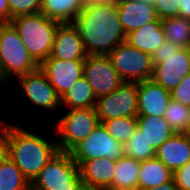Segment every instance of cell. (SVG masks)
<instances>
[{
  "label": "cell",
  "instance_id": "5",
  "mask_svg": "<svg viewBox=\"0 0 190 190\" xmlns=\"http://www.w3.org/2000/svg\"><path fill=\"white\" fill-rule=\"evenodd\" d=\"M79 167L70 152L59 151L31 182V190H78Z\"/></svg>",
  "mask_w": 190,
  "mask_h": 190
},
{
  "label": "cell",
  "instance_id": "6",
  "mask_svg": "<svg viewBox=\"0 0 190 190\" xmlns=\"http://www.w3.org/2000/svg\"><path fill=\"white\" fill-rule=\"evenodd\" d=\"M54 130L59 151L70 152L100 124L95 108L68 110L57 119Z\"/></svg>",
  "mask_w": 190,
  "mask_h": 190
},
{
  "label": "cell",
  "instance_id": "12",
  "mask_svg": "<svg viewBox=\"0 0 190 190\" xmlns=\"http://www.w3.org/2000/svg\"><path fill=\"white\" fill-rule=\"evenodd\" d=\"M190 73V47H181L178 52L161 57L155 64L152 80L170 92Z\"/></svg>",
  "mask_w": 190,
  "mask_h": 190
},
{
  "label": "cell",
  "instance_id": "23",
  "mask_svg": "<svg viewBox=\"0 0 190 190\" xmlns=\"http://www.w3.org/2000/svg\"><path fill=\"white\" fill-rule=\"evenodd\" d=\"M173 179V173L156 157L141 161L138 190L160 186Z\"/></svg>",
  "mask_w": 190,
  "mask_h": 190
},
{
  "label": "cell",
  "instance_id": "31",
  "mask_svg": "<svg viewBox=\"0 0 190 190\" xmlns=\"http://www.w3.org/2000/svg\"><path fill=\"white\" fill-rule=\"evenodd\" d=\"M180 0H154V8L160 19L178 16Z\"/></svg>",
  "mask_w": 190,
  "mask_h": 190
},
{
  "label": "cell",
  "instance_id": "19",
  "mask_svg": "<svg viewBox=\"0 0 190 190\" xmlns=\"http://www.w3.org/2000/svg\"><path fill=\"white\" fill-rule=\"evenodd\" d=\"M125 41L135 48L152 55L165 41L161 19L149 22L137 30L126 34Z\"/></svg>",
  "mask_w": 190,
  "mask_h": 190
},
{
  "label": "cell",
  "instance_id": "8",
  "mask_svg": "<svg viewBox=\"0 0 190 190\" xmlns=\"http://www.w3.org/2000/svg\"><path fill=\"white\" fill-rule=\"evenodd\" d=\"M70 153L77 165L83 161L103 157L117 161L125 156V145L113 139L103 124L100 123L92 133L75 146Z\"/></svg>",
  "mask_w": 190,
  "mask_h": 190
},
{
  "label": "cell",
  "instance_id": "15",
  "mask_svg": "<svg viewBox=\"0 0 190 190\" xmlns=\"http://www.w3.org/2000/svg\"><path fill=\"white\" fill-rule=\"evenodd\" d=\"M138 116L164 117L171 92L152 79L137 82Z\"/></svg>",
  "mask_w": 190,
  "mask_h": 190
},
{
  "label": "cell",
  "instance_id": "33",
  "mask_svg": "<svg viewBox=\"0 0 190 190\" xmlns=\"http://www.w3.org/2000/svg\"><path fill=\"white\" fill-rule=\"evenodd\" d=\"M173 180L180 190H190V161L173 173Z\"/></svg>",
  "mask_w": 190,
  "mask_h": 190
},
{
  "label": "cell",
  "instance_id": "25",
  "mask_svg": "<svg viewBox=\"0 0 190 190\" xmlns=\"http://www.w3.org/2000/svg\"><path fill=\"white\" fill-rule=\"evenodd\" d=\"M0 190H31V183L1 149Z\"/></svg>",
  "mask_w": 190,
  "mask_h": 190
},
{
  "label": "cell",
  "instance_id": "10",
  "mask_svg": "<svg viewBox=\"0 0 190 190\" xmlns=\"http://www.w3.org/2000/svg\"><path fill=\"white\" fill-rule=\"evenodd\" d=\"M83 76L91 85L97 98L108 95L124 83L108 55H87L84 60Z\"/></svg>",
  "mask_w": 190,
  "mask_h": 190
},
{
  "label": "cell",
  "instance_id": "2",
  "mask_svg": "<svg viewBox=\"0 0 190 190\" xmlns=\"http://www.w3.org/2000/svg\"><path fill=\"white\" fill-rule=\"evenodd\" d=\"M0 149L30 183L59 152L56 138L47 140L5 118H0Z\"/></svg>",
  "mask_w": 190,
  "mask_h": 190
},
{
  "label": "cell",
  "instance_id": "35",
  "mask_svg": "<svg viewBox=\"0 0 190 190\" xmlns=\"http://www.w3.org/2000/svg\"><path fill=\"white\" fill-rule=\"evenodd\" d=\"M0 22L10 23V8L8 0H0Z\"/></svg>",
  "mask_w": 190,
  "mask_h": 190
},
{
  "label": "cell",
  "instance_id": "17",
  "mask_svg": "<svg viewBox=\"0 0 190 190\" xmlns=\"http://www.w3.org/2000/svg\"><path fill=\"white\" fill-rule=\"evenodd\" d=\"M155 157L174 173L190 161V135L174 134L156 150Z\"/></svg>",
  "mask_w": 190,
  "mask_h": 190
},
{
  "label": "cell",
  "instance_id": "34",
  "mask_svg": "<svg viewBox=\"0 0 190 190\" xmlns=\"http://www.w3.org/2000/svg\"><path fill=\"white\" fill-rule=\"evenodd\" d=\"M181 47L179 45L173 44L172 42L166 40L161 46L156 49L152 54L153 65L161 63V57H167L172 53L178 52Z\"/></svg>",
  "mask_w": 190,
  "mask_h": 190
},
{
  "label": "cell",
  "instance_id": "24",
  "mask_svg": "<svg viewBox=\"0 0 190 190\" xmlns=\"http://www.w3.org/2000/svg\"><path fill=\"white\" fill-rule=\"evenodd\" d=\"M141 161L124 156L116 161L112 187L123 190H138Z\"/></svg>",
  "mask_w": 190,
  "mask_h": 190
},
{
  "label": "cell",
  "instance_id": "13",
  "mask_svg": "<svg viewBox=\"0 0 190 190\" xmlns=\"http://www.w3.org/2000/svg\"><path fill=\"white\" fill-rule=\"evenodd\" d=\"M83 66L84 61H63L49 56L39 64V69L62 97L83 76Z\"/></svg>",
  "mask_w": 190,
  "mask_h": 190
},
{
  "label": "cell",
  "instance_id": "40",
  "mask_svg": "<svg viewBox=\"0 0 190 190\" xmlns=\"http://www.w3.org/2000/svg\"><path fill=\"white\" fill-rule=\"evenodd\" d=\"M138 1L142 2L144 5L154 6V0H138Z\"/></svg>",
  "mask_w": 190,
  "mask_h": 190
},
{
  "label": "cell",
  "instance_id": "38",
  "mask_svg": "<svg viewBox=\"0 0 190 190\" xmlns=\"http://www.w3.org/2000/svg\"><path fill=\"white\" fill-rule=\"evenodd\" d=\"M78 190H105V188L96 185H89L82 182Z\"/></svg>",
  "mask_w": 190,
  "mask_h": 190
},
{
  "label": "cell",
  "instance_id": "36",
  "mask_svg": "<svg viewBox=\"0 0 190 190\" xmlns=\"http://www.w3.org/2000/svg\"><path fill=\"white\" fill-rule=\"evenodd\" d=\"M178 17L190 20V0H180Z\"/></svg>",
  "mask_w": 190,
  "mask_h": 190
},
{
  "label": "cell",
  "instance_id": "22",
  "mask_svg": "<svg viewBox=\"0 0 190 190\" xmlns=\"http://www.w3.org/2000/svg\"><path fill=\"white\" fill-rule=\"evenodd\" d=\"M97 97L84 76L80 77L61 97V108L82 109L95 108Z\"/></svg>",
  "mask_w": 190,
  "mask_h": 190
},
{
  "label": "cell",
  "instance_id": "27",
  "mask_svg": "<svg viewBox=\"0 0 190 190\" xmlns=\"http://www.w3.org/2000/svg\"><path fill=\"white\" fill-rule=\"evenodd\" d=\"M108 133L123 145H126L137 128V117H121L102 122Z\"/></svg>",
  "mask_w": 190,
  "mask_h": 190
},
{
  "label": "cell",
  "instance_id": "14",
  "mask_svg": "<svg viewBox=\"0 0 190 190\" xmlns=\"http://www.w3.org/2000/svg\"><path fill=\"white\" fill-rule=\"evenodd\" d=\"M87 52L72 23L59 24L50 56L63 61H84Z\"/></svg>",
  "mask_w": 190,
  "mask_h": 190
},
{
  "label": "cell",
  "instance_id": "1",
  "mask_svg": "<svg viewBox=\"0 0 190 190\" xmlns=\"http://www.w3.org/2000/svg\"><path fill=\"white\" fill-rule=\"evenodd\" d=\"M72 24L78 30L88 55H108L125 41L116 0L86 1Z\"/></svg>",
  "mask_w": 190,
  "mask_h": 190
},
{
  "label": "cell",
  "instance_id": "30",
  "mask_svg": "<svg viewBox=\"0 0 190 190\" xmlns=\"http://www.w3.org/2000/svg\"><path fill=\"white\" fill-rule=\"evenodd\" d=\"M42 0H8L10 21L19 15L39 13Z\"/></svg>",
  "mask_w": 190,
  "mask_h": 190
},
{
  "label": "cell",
  "instance_id": "29",
  "mask_svg": "<svg viewBox=\"0 0 190 190\" xmlns=\"http://www.w3.org/2000/svg\"><path fill=\"white\" fill-rule=\"evenodd\" d=\"M189 107L170 99L164 118L176 133H187Z\"/></svg>",
  "mask_w": 190,
  "mask_h": 190
},
{
  "label": "cell",
  "instance_id": "20",
  "mask_svg": "<svg viewBox=\"0 0 190 190\" xmlns=\"http://www.w3.org/2000/svg\"><path fill=\"white\" fill-rule=\"evenodd\" d=\"M137 127L155 150L176 134L164 117L137 116Z\"/></svg>",
  "mask_w": 190,
  "mask_h": 190
},
{
  "label": "cell",
  "instance_id": "28",
  "mask_svg": "<svg viewBox=\"0 0 190 190\" xmlns=\"http://www.w3.org/2000/svg\"><path fill=\"white\" fill-rule=\"evenodd\" d=\"M125 156L138 161H145L156 156V150L148 144L147 139L138 127L125 145Z\"/></svg>",
  "mask_w": 190,
  "mask_h": 190
},
{
  "label": "cell",
  "instance_id": "26",
  "mask_svg": "<svg viewBox=\"0 0 190 190\" xmlns=\"http://www.w3.org/2000/svg\"><path fill=\"white\" fill-rule=\"evenodd\" d=\"M166 40L180 47H190V20L181 17L161 19Z\"/></svg>",
  "mask_w": 190,
  "mask_h": 190
},
{
  "label": "cell",
  "instance_id": "37",
  "mask_svg": "<svg viewBox=\"0 0 190 190\" xmlns=\"http://www.w3.org/2000/svg\"><path fill=\"white\" fill-rule=\"evenodd\" d=\"M146 190H180V189L175 185V182L172 179L171 181L161 184L160 186L152 187Z\"/></svg>",
  "mask_w": 190,
  "mask_h": 190
},
{
  "label": "cell",
  "instance_id": "41",
  "mask_svg": "<svg viewBox=\"0 0 190 190\" xmlns=\"http://www.w3.org/2000/svg\"><path fill=\"white\" fill-rule=\"evenodd\" d=\"M105 190H123V189H116V188H113V187H106Z\"/></svg>",
  "mask_w": 190,
  "mask_h": 190
},
{
  "label": "cell",
  "instance_id": "21",
  "mask_svg": "<svg viewBox=\"0 0 190 190\" xmlns=\"http://www.w3.org/2000/svg\"><path fill=\"white\" fill-rule=\"evenodd\" d=\"M85 4L86 0H42L40 12L61 24L72 23Z\"/></svg>",
  "mask_w": 190,
  "mask_h": 190
},
{
  "label": "cell",
  "instance_id": "4",
  "mask_svg": "<svg viewBox=\"0 0 190 190\" xmlns=\"http://www.w3.org/2000/svg\"><path fill=\"white\" fill-rule=\"evenodd\" d=\"M39 68L18 32L11 23H5L0 32V85L24 76Z\"/></svg>",
  "mask_w": 190,
  "mask_h": 190
},
{
  "label": "cell",
  "instance_id": "9",
  "mask_svg": "<svg viewBox=\"0 0 190 190\" xmlns=\"http://www.w3.org/2000/svg\"><path fill=\"white\" fill-rule=\"evenodd\" d=\"M95 109L100 123L114 118L137 117V82H124L115 91L98 97Z\"/></svg>",
  "mask_w": 190,
  "mask_h": 190
},
{
  "label": "cell",
  "instance_id": "3",
  "mask_svg": "<svg viewBox=\"0 0 190 190\" xmlns=\"http://www.w3.org/2000/svg\"><path fill=\"white\" fill-rule=\"evenodd\" d=\"M10 23L38 64L50 56L59 22L39 12L16 16Z\"/></svg>",
  "mask_w": 190,
  "mask_h": 190
},
{
  "label": "cell",
  "instance_id": "18",
  "mask_svg": "<svg viewBox=\"0 0 190 190\" xmlns=\"http://www.w3.org/2000/svg\"><path fill=\"white\" fill-rule=\"evenodd\" d=\"M83 183L103 188L112 187L116 161L106 157L83 161L78 165Z\"/></svg>",
  "mask_w": 190,
  "mask_h": 190
},
{
  "label": "cell",
  "instance_id": "42",
  "mask_svg": "<svg viewBox=\"0 0 190 190\" xmlns=\"http://www.w3.org/2000/svg\"><path fill=\"white\" fill-rule=\"evenodd\" d=\"M4 24H5V23L0 22V32H1V28H2V26H3Z\"/></svg>",
  "mask_w": 190,
  "mask_h": 190
},
{
  "label": "cell",
  "instance_id": "32",
  "mask_svg": "<svg viewBox=\"0 0 190 190\" xmlns=\"http://www.w3.org/2000/svg\"><path fill=\"white\" fill-rule=\"evenodd\" d=\"M171 99L190 106V73L171 91Z\"/></svg>",
  "mask_w": 190,
  "mask_h": 190
},
{
  "label": "cell",
  "instance_id": "11",
  "mask_svg": "<svg viewBox=\"0 0 190 190\" xmlns=\"http://www.w3.org/2000/svg\"><path fill=\"white\" fill-rule=\"evenodd\" d=\"M16 82L21 87L22 96L28 98L31 104L49 112L61 109V97L39 68L18 77Z\"/></svg>",
  "mask_w": 190,
  "mask_h": 190
},
{
  "label": "cell",
  "instance_id": "16",
  "mask_svg": "<svg viewBox=\"0 0 190 190\" xmlns=\"http://www.w3.org/2000/svg\"><path fill=\"white\" fill-rule=\"evenodd\" d=\"M116 2L118 18L125 34L158 19L154 6L144 5L138 0H116Z\"/></svg>",
  "mask_w": 190,
  "mask_h": 190
},
{
  "label": "cell",
  "instance_id": "7",
  "mask_svg": "<svg viewBox=\"0 0 190 190\" xmlns=\"http://www.w3.org/2000/svg\"><path fill=\"white\" fill-rule=\"evenodd\" d=\"M108 57L124 82H141L153 75L152 55L145 53L126 41L116 46Z\"/></svg>",
  "mask_w": 190,
  "mask_h": 190
},
{
  "label": "cell",
  "instance_id": "39",
  "mask_svg": "<svg viewBox=\"0 0 190 190\" xmlns=\"http://www.w3.org/2000/svg\"><path fill=\"white\" fill-rule=\"evenodd\" d=\"M187 134L190 135V106H189V112H188V118H187Z\"/></svg>",
  "mask_w": 190,
  "mask_h": 190
}]
</instances>
